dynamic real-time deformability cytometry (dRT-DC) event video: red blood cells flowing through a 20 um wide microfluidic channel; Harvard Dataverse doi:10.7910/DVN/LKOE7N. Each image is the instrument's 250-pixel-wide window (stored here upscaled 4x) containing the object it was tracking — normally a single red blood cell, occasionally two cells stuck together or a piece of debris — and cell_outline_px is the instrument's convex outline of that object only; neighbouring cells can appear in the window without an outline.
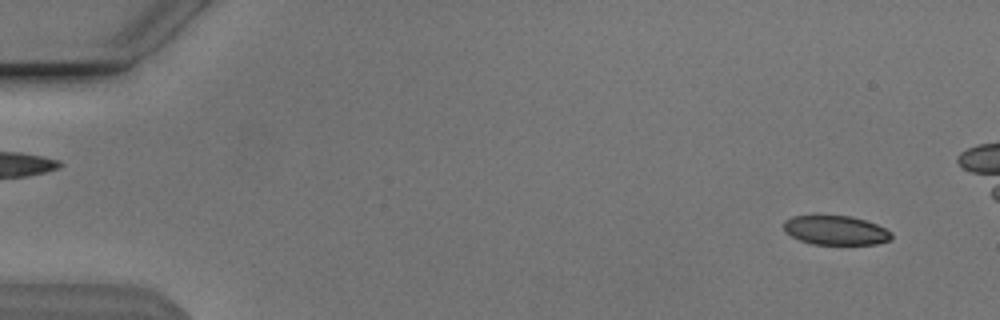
{"species": "Egyptian fruit bat (a non-hibernating species)", "species_latin": "Rousettus aegyptiacus", "temperature_condition": "cold", "stored_images_in_passage": 47, "camera_frame_rate_fps": 3000, "um_per_image_px": 0.085, "animal": {"sex": "male"}, "frame": {"image": 1, "passage_image": 3, "time_ms": 0.667, "image_size_px": [1000, 320], "cell_outline_px": [[892, 240], [876, 244], [812, 244], [800, 240], [784, 232], [784, 220], [792, 216], [812, 212], [852, 216], [876, 224], [892, 232]], "centroid_in_image_um": [70.97, 19.52], "position_along_channel_um": 14.0, "area_um2": 19.19}}
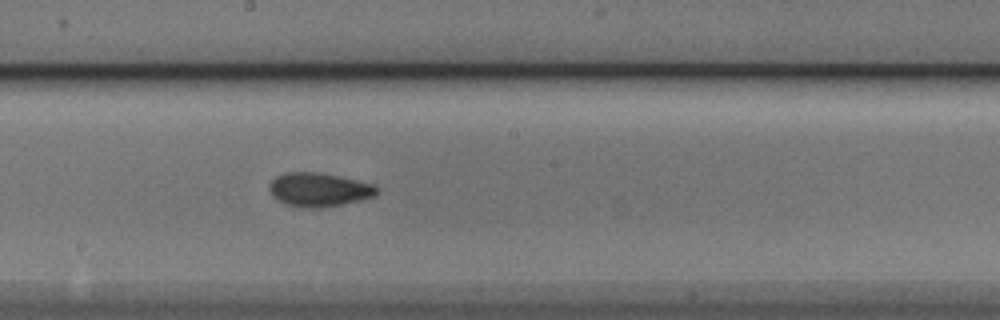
{"frame": {"image": 2, "passage_image": 29, "time_ms": 9.333, "image_size_px": [1000, 320], "cell_outline_px": [[380, 192], [372, 196], [360, 200], [344, 204], [320, 208], [300, 208], [284, 204], [272, 196], [268, 188], [272, 180], [276, 176], [288, 172], [316, 172], [340, 176], [372, 184], [380, 188]], "centroid_in_image_um": [27.1, 16.13], "position_along_channel_um": 221.1, "area_um2": 21.33}}
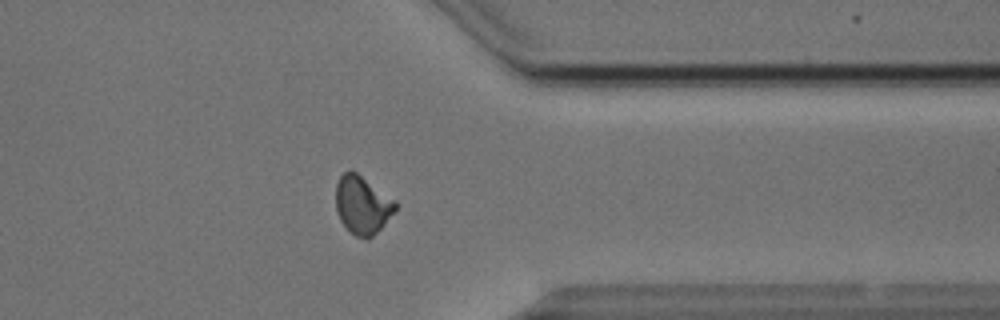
{"frame": {"image": 3, "passage_image": 42, "time_ms": 13.667, "image_size_px": [1000, 320], "cell_outline_px": [[396, 208], [384, 224], [368, 240], [364, 240], [356, 236], [340, 220], [336, 212], [336, 184], [340, 176], [344, 172], [356, 172], [396, 200]], "centroid_in_image_um": [30.79, 17.43], "position_along_channel_um": 380.6, "area_um2": 19.94}}